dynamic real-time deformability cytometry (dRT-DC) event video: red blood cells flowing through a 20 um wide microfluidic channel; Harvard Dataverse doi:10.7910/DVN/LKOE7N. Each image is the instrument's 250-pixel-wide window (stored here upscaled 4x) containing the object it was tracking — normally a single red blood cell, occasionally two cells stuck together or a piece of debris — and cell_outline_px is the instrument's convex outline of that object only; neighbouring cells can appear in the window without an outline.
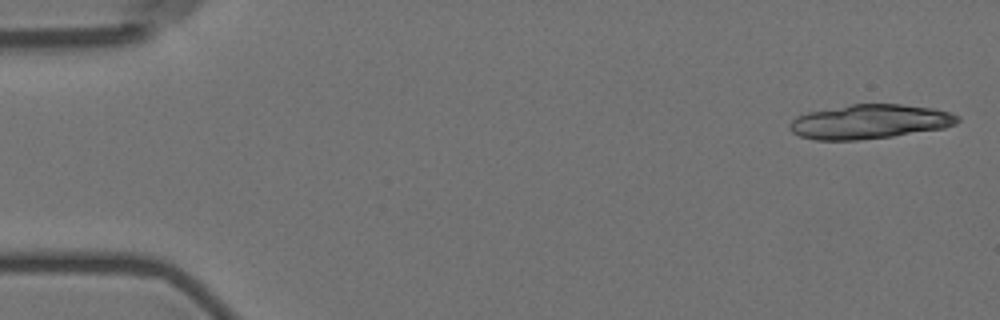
{"species": "Egyptian fruit bat (a non-hibernating species)", "species_latin": "Rousettus aegyptiacus", "temperature_condition": "room temperature", "stored_images_in_passage": 6, "camera_frame_rate_fps": 3000, "um_per_image_px": 0.085, "animal": {"sex": "female"}, "frame": {"image": 1, "passage_image": 1, "time_ms": 0.0, "image_size_px": [1000, 320], "cell_outline_px": [[960, 120], [956, 124], [944, 128], [892, 136], [856, 140], [816, 140], [800, 136], [792, 132], [788, 128], [788, 124], [796, 116], [808, 112], [852, 104], [900, 104], [936, 108], [952, 112], [960, 116]], "centroid_in_image_um": [73.95, 10.33], "position_along_channel_um": 11.1, "area_um2": 33.76}}